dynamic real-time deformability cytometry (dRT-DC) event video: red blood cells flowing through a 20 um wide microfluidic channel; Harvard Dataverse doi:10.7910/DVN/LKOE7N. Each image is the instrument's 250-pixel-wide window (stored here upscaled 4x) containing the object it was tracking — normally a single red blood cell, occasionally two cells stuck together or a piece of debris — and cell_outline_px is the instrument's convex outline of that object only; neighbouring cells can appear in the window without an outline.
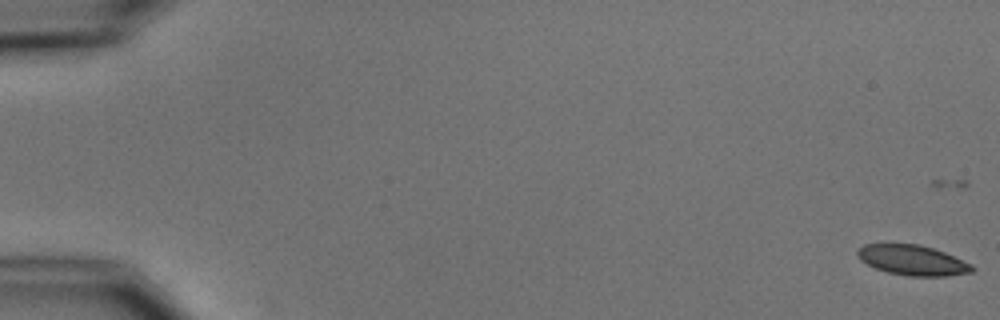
{"species": "common noctule bat (a hibernating species)", "species_latin": "Nyctalus noctula", "temperature_condition": "cold", "stored_images_in_passage": 6, "camera_frame_rate_fps": 3000, "um_per_image_px": 0.085, "animal": {"sex": "male", "body_mass_g": 15.6}, "frame": {"image": 1, "passage_image": 1, "time_ms": 0.0, "image_size_px": [1000, 320], "cell_outline_px": [[976, 268], [972, 272], [948, 276], [908, 276], [888, 272], [876, 268], [860, 260], [856, 252], [864, 244], [920, 244], [944, 252], [972, 264]], "centroid_in_image_um": [77.59, 22.12], "position_along_channel_um": 7.4, "area_um2": 20.06}}
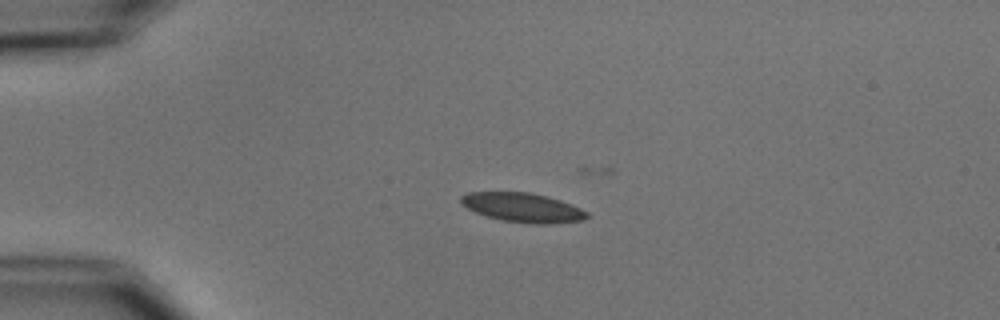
{"frame": {"image": 2, "passage_image": 4, "time_ms": 4.333, "image_size_px": [1000, 320], "cell_outline_px": [[588, 216], [584, 220], [548, 224], [536, 224], [504, 220], [488, 216], [476, 212], [460, 204], [460, 196], [468, 192], [532, 192], [560, 200], [572, 204], [588, 212]], "centroid_in_image_um": [44.44, 17.63], "position_along_channel_um": 40.6, "area_um2": 21.39}}